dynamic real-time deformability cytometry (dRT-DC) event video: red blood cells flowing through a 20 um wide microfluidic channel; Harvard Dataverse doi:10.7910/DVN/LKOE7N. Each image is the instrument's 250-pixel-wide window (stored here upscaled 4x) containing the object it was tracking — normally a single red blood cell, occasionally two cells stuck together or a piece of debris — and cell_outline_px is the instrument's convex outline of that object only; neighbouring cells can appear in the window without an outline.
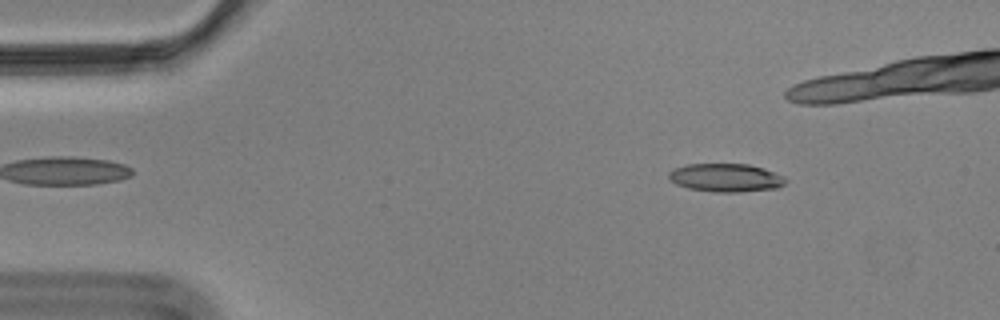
{"species": "Egyptian fruit bat (a non-hibernating species)", "species_latin": "Rousettus aegyptiacus", "temperature_condition": "cold", "stored_images_in_passage": 45, "camera_frame_rate_fps": 3000, "um_per_image_px": 0.085, "animal": {"sex": "male"}, "frame": {"image": 1, "passage_image": 7, "time_ms": 2.0, "image_size_px": [1000, 320], "cell_outline_px": [[788, 180], [784, 184], [776, 188], [740, 192], [712, 192], [688, 188], [676, 184], [668, 176], [668, 172], [676, 168], [688, 164], [748, 164], [764, 168], [784, 176]], "centroid_in_image_um": [61.72, 15.11], "position_along_channel_um": 23.3, "area_um2": 19.25}}
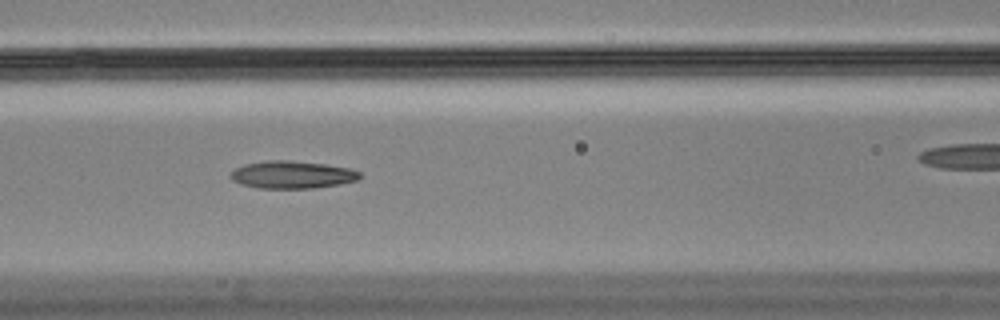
{"frame": {"image": 2, "passage_image": 23, "time_ms": 7.333, "image_size_px": [1000, 320], "cell_outline_px": [[360, 176], [356, 180], [340, 184], [312, 188], [256, 188], [240, 184], [232, 180], [232, 172], [236, 168], [244, 164], [264, 160], [288, 160], [324, 164], [352, 168], [360, 172]], "centroid_in_image_um": [24.83, 14.84], "position_along_channel_um": 141.8, "area_um2": 20.69}}
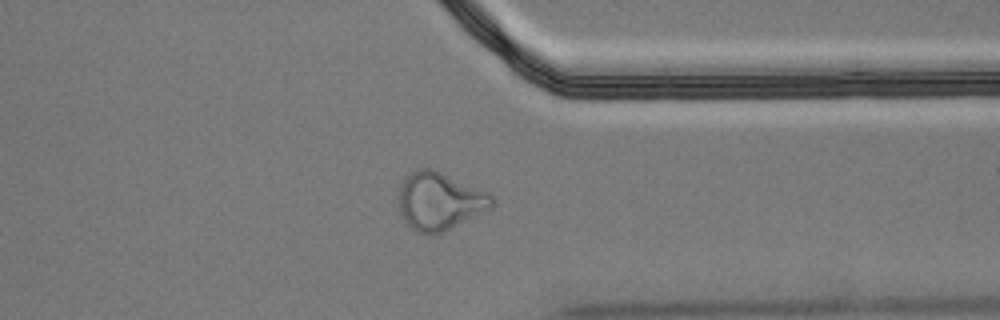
{"frame": {"image": 3, "passage_image": 43, "time_ms": 14.0, "image_size_px": [1000, 320], "cell_outline_px": [[496, 204], [492, 208], [444, 232], [428, 236], [416, 232], [400, 216], [400, 184], [404, 176], [408, 172], [420, 168], [432, 168], [492, 192], [496, 200]], "centroid_in_image_um": [37.42, 17.09], "position_along_channel_um": 374.0, "area_um2": 32.25}}